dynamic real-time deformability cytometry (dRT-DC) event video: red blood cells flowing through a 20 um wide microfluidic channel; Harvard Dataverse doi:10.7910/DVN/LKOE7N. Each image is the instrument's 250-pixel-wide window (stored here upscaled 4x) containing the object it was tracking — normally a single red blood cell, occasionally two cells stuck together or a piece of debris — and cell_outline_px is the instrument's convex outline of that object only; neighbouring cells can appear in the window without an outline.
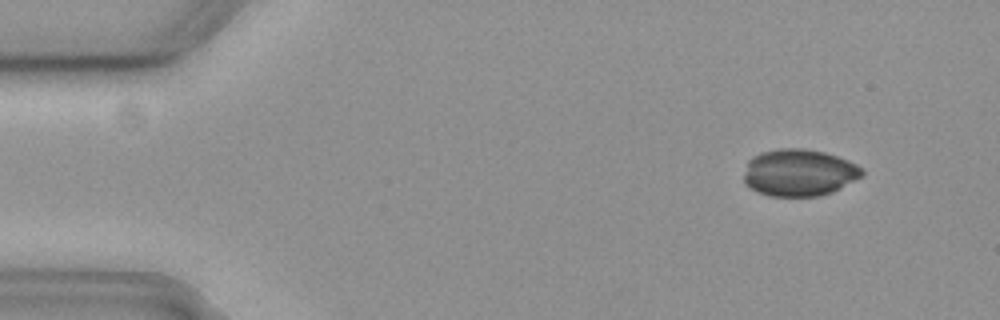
{"species": "common noctule bat (a hibernating species)", "species_latin": "Nyctalus noctula", "temperature_condition": "cold", "stored_images_in_passage": 51, "camera_frame_rate_fps": 3000, "um_per_image_px": 0.085, "animal": {"sex": "female", "body_mass_g": 19.3, "forearm_length_mm": 54.1}, "frame": {"image": 1, "passage_image": 1, "time_ms": 0.0, "image_size_px": [1000, 320], "cell_outline_px": [[864, 172], [860, 176], [840, 188], [832, 192], [820, 196], [768, 196], [756, 192], [744, 184], [744, 172], [748, 160], [752, 156], [760, 152], [780, 148], [804, 148], [824, 152], [848, 160], [856, 164]], "centroid_in_image_um": [67.86, 14.67], "position_along_channel_um": 17.1, "area_um2": 32.48}}
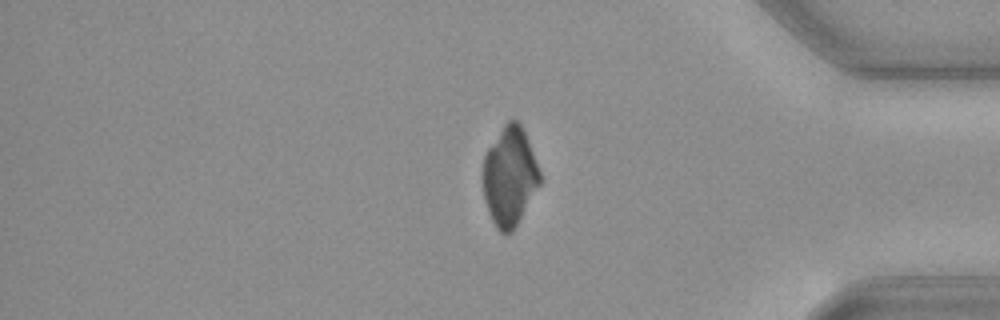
{"frame": {"image": 2, "passage_image": 42, "time_ms": 13.667, "image_size_px": [1000, 320], "cell_outline_px": [[540, 184], [512, 232], [500, 232], [496, 228], [488, 212], [484, 200], [484, 156], [488, 148], [504, 124], [508, 120], [516, 120], [520, 124], [528, 140], [540, 172]], "centroid_in_image_um": [43.31, 15.0], "position_along_channel_um": 391.9, "area_um2": 32.25}}
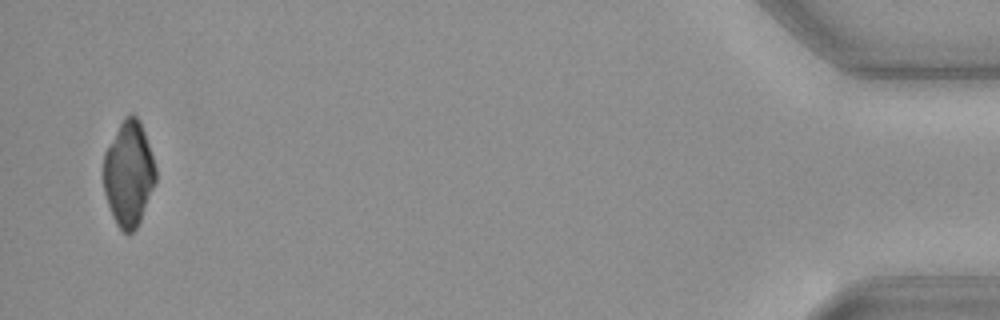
{"frame": {"image": 3, "passage_image": 50, "time_ms": 16.333, "image_size_px": [1000, 320], "cell_outline_px": [[156, 184], [140, 220], [136, 228], [128, 236], [116, 224], [112, 216], [104, 192], [104, 152], [124, 116], [132, 112], [140, 120], [156, 168]], "centroid_in_image_um": [10.94, 14.77], "position_along_channel_um": 424.3, "area_um2": 32.02}}